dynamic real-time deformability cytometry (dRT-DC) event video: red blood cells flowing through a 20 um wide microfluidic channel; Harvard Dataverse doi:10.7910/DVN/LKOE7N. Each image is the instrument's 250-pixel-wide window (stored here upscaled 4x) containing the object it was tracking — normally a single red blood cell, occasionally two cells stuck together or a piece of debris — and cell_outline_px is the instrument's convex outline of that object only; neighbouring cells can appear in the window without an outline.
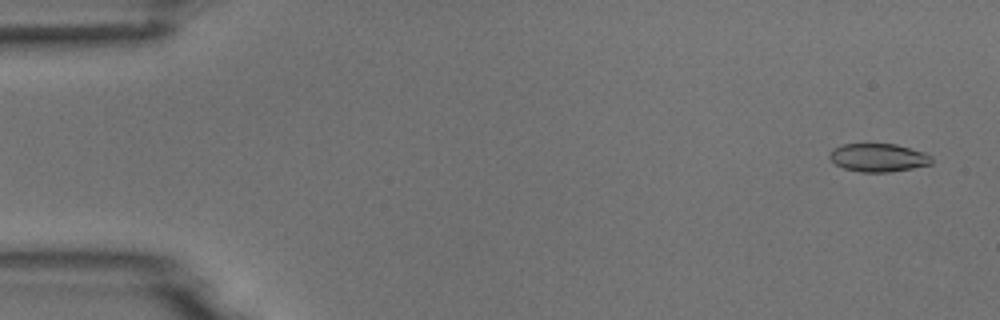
{"species": "common noctule bat (a hibernating species)", "species_latin": "Nyctalus noctula", "temperature_condition": "room temperature", "stored_images_in_passage": 11, "camera_frame_rate_fps": 3000, "um_per_image_px": 0.085, "animal": {"sex": "male", "body_mass_g": 18.8}, "frame": {"image": 1, "passage_image": 1, "time_ms": 0.0, "image_size_px": [1000, 320], "cell_outline_px": [[932, 164], [912, 168], [888, 172], [860, 172], [844, 168], [836, 164], [828, 156], [828, 152], [832, 148], [844, 144], [896, 144], [924, 152], [932, 156]], "centroid_in_image_um": [74.65, 13.39], "position_along_channel_um": 10.4, "area_um2": 16.82}}
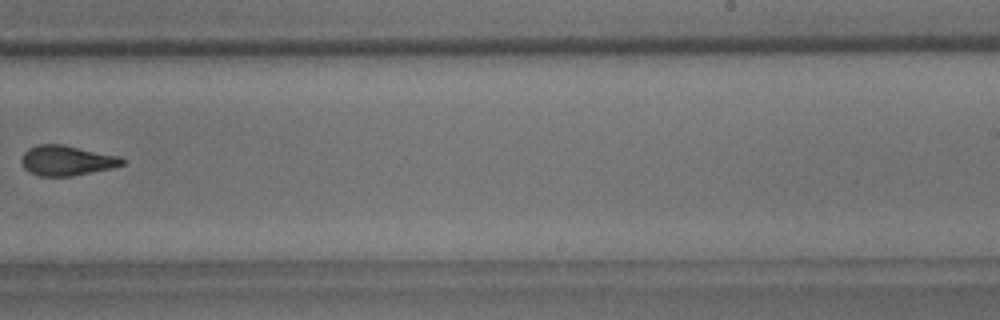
{"frame": {"image": 2, "passage_image": 10, "time_ms": 10.333, "image_size_px": [1000, 320], "cell_outline_px": [[124, 164], [112, 168], [72, 176], [40, 176], [28, 172], [24, 168], [20, 160], [24, 152], [28, 148], [36, 144], [64, 144], [120, 156], [124, 160]], "centroid_in_image_um": [5.64, 13.63], "position_along_channel_um": 283.4, "area_um2": 17.86}}
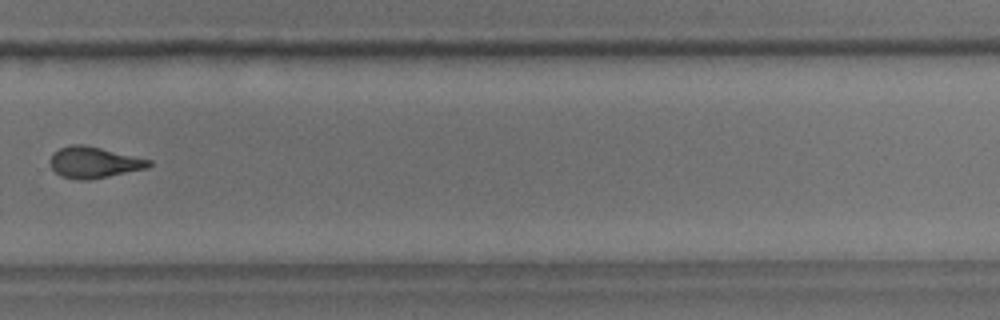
{"frame": {"image": 3, "passage_image": 11, "time_ms": 11.333, "image_size_px": [1000, 320], "cell_outline_px": [[152, 164], [148, 168], [88, 180], [76, 180], [60, 176], [52, 168], [52, 156], [60, 148], [72, 144], [84, 144], [152, 160]], "centroid_in_image_um": [8.02, 13.81], "position_along_channel_um": 321.8, "area_um2": 17.74}}